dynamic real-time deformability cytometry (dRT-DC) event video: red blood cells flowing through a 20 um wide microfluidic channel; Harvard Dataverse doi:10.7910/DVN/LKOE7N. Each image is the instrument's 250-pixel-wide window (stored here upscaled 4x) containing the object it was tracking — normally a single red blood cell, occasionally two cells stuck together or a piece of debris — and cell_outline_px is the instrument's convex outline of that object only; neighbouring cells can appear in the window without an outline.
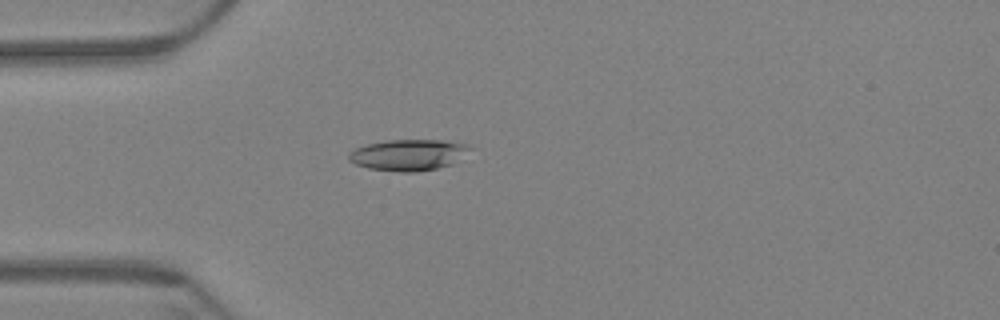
{"species": "Egyptian fruit bat (a non-hibernating species)", "species_latin": "Rousettus aegyptiacus", "temperature_condition": "warm", "stored_images_in_passage": 47, "camera_frame_rate_fps": 3000, "um_per_image_px": 0.085, "animal": {"sex": "female"}, "frame": {"image": 1, "passage_image": 3, "time_ms": 0.667, "image_size_px": [1000, 320], "cell_outline_px": [[476, 148], [452, 164], [436, 168], [416, 172], [400, 172], [368, 168], [356, 164], [348, 160], [348, 156], [356, 148], [368, 144], [388, 140], [440, 140], [468, 144]], "centroid_in_image_um": [34.78, 13.16], "position_along_channel_um": 50.2, "area_um2": 22.02}}
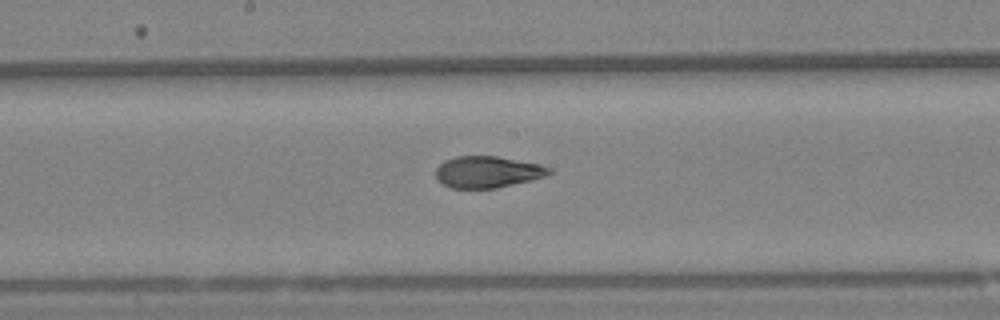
{"frame": {"image": 2, "passage_image": 18, "time_ms": 5.667, "image_size_px": [1000, 320], "cell_outline_px": [[552, 172], [544, 176], [532, 180], [496, 188], [452, 188], [444, 184], [436, 176], [436, 168], [444, 160], [456, 156], [496, 156], [540, 164], [552, 168]], "centroid_in_image_um": [41.45, 14.61], "position_along_channel_um": 206.7, "area_um2": 20.75}}
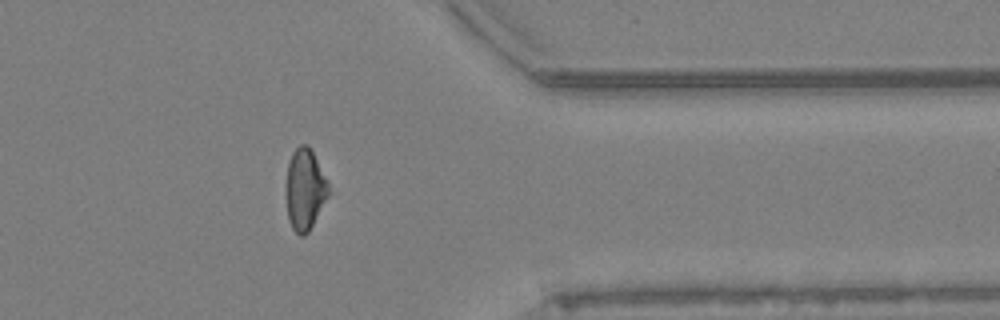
{"frame": {"image": 3, "passage_image": 35, "time_ms": 11.333, "image_size_px": [1000, 320], "cell_outline_px": [[328, 196], [308, 232], [304, 236], [300, 236], [292, 228], [288, 220], [284, 192], [284, 184], [288, 164], [292, 152], [300, 144], [308, 144], [328, 180]], "centroid_in_image_um": [25.87, 16.09], "position_along_channel_um": 385.5, "area_um2": 20.46}, "authors_computed_cell_mechanics": {"area_um2": 21.2126, "velocity_mm_per_s": 3.3707, "shape_relaxation_time_tau1_ms": null, "shape_relaxation_time_tau2_ms": 1.8004, "deformation_change_tau1": null, "deformation_change_tau2": 0.0861}}